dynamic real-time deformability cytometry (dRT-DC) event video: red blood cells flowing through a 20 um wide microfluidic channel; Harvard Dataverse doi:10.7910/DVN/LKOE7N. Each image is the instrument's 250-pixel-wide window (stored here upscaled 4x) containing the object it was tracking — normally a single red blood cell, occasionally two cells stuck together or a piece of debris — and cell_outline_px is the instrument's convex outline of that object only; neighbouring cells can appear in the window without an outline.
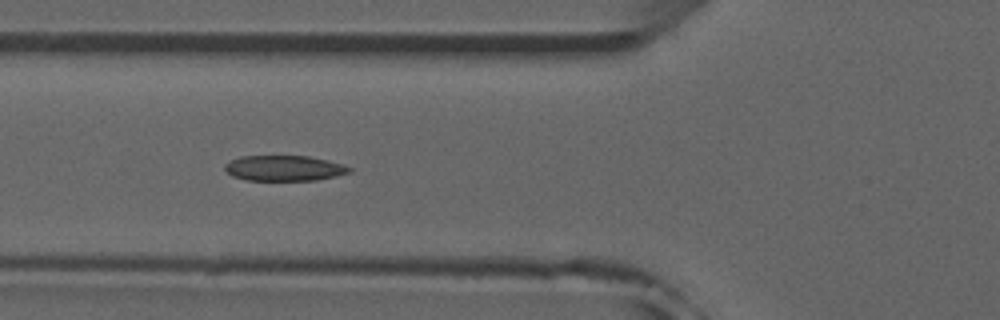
{"species": "common noctule bat (a hibernating species)", "species_latin": "Nyctalus noctula", "temperature_condition": "room temperature", "stored_images_in_passage": 49, "camera_frame_rate_fps": 3000, "um_per_image_px": 0.085, "animal": {"sex": "male", "forearm_length_mm": 52.5}, "frame": {"image": 1, "passage_image": 15, "time_ms": 4.667, "image_size_px": [1000, 320], "cell_outline_px": [[352, 172], [336, 176], [316, 180], [248, 180], [232, 176], [224, 168], [224, 164], [240, 156], [308, 156], [328, 160], [344, 164], [352, 168]], "centroid_in_image_um": [24.19, 14.29], "position_along_channel_um": 101.6, "area_um2": 18.5}, "authors_computed_cell_mechanics": {"area_um2": 18.9006, "velocity_mm_per_s": 3.9217, "shape_relaxation_time_tau1_ms": null, "shape_relaxation_time_tau2_ms": 2.4709, "deformation_change_tau1": null, "deformation_change_tau2": 0.0823}}